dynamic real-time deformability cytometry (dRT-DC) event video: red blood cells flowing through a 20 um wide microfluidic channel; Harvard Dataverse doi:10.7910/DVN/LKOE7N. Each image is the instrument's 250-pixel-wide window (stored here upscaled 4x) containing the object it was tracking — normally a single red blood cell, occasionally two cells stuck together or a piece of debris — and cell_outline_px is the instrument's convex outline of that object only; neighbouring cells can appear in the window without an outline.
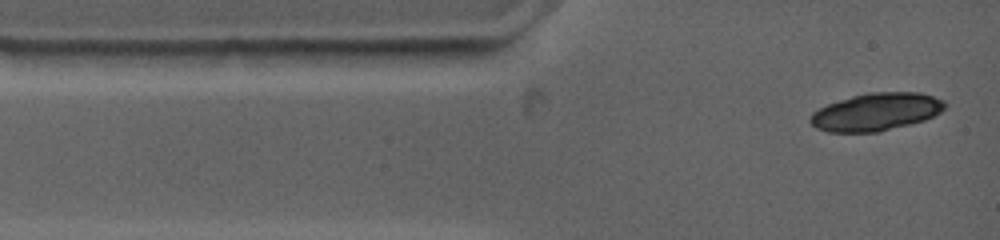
{"species": "common noctule bat (a hibernating species)", "species_latin": "Nyctalus noctula", "temperature_condition": "warm", "stored_images_in_passage": 2, "camera_frame_rate_fps": 4500, "um_per_image_px": 0.085, "animal": {"sex": "female", "body_mass_g": 19.0, "forearm_length_mm": 53.3}, "frame": {"image": 1, "passage_image": 1, "time_ms": 0.0, "image_size_px": [1000, 240], "cell_outline_px": [[948, 104], [940, 112], [924, 120], [876, 132], [828, 132], [816, 128], [808, 120], [812, 112], [828, 104], [852, 96], [868, 92], [920, 92], [944, 100]], "centroid_in_image_um": [74.46, 9.5], "position_along_channel_um": 10.5, "area_um2": 29.36}}